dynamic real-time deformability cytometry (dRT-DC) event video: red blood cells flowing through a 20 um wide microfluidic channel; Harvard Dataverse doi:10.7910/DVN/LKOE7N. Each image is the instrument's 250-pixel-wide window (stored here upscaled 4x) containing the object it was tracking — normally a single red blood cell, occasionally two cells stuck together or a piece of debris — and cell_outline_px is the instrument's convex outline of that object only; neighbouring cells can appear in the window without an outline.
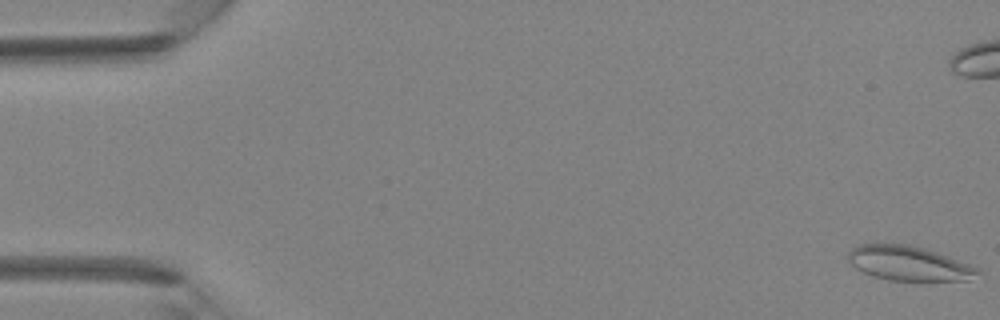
{"species": "Egyptian fruit bat (a non-hibernating species)", "species_latin": "Rousettus aegyptiacus", "temperature_condition": "room temperature", "stored_images_in_passage": 43, "camera_frame_rate_fps": 3000, "um_per_image_px": 0.085, "animal": {"sex": "female"}, "frame": {"image": 1, "passage_image": 1, "time_ms": 0.0, "image_size_px": [1000, 320], "cell_outline_px": [[984, 272], [968, 280], [888, 280], [872, 276], [856, 268], [848, 260], [848, 252], [852, 248], [860, 244], [908, 244], [924, 248], [936, 252], [968, 264]], "centroid_in_image_um": [77.23, 22.38], "position_along_channel_um": 7.8, "area_um2": 25.78}}
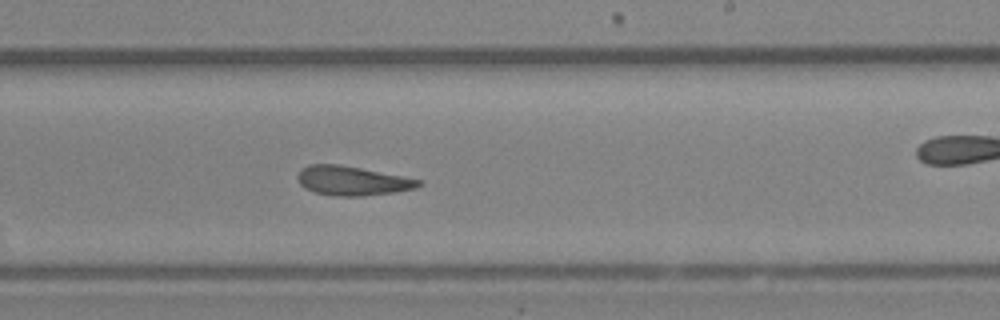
{"frame": {"image": 2, "passage_image": 26, "time_ms": 8.333, "image_size_px": [1000, 320], "cell_outline_px": [[424, 184], [416, 188], [392, 192], [360, 196], [336, 196], [316, 192], [300, 184], [296, 176], [300, 168], [308, 164], [340, 164], [420, 180]], "centroid_in_image_um": [29.9, 15.35], "position_along_channel_um": 259.1, "area_um2": 20.35}}
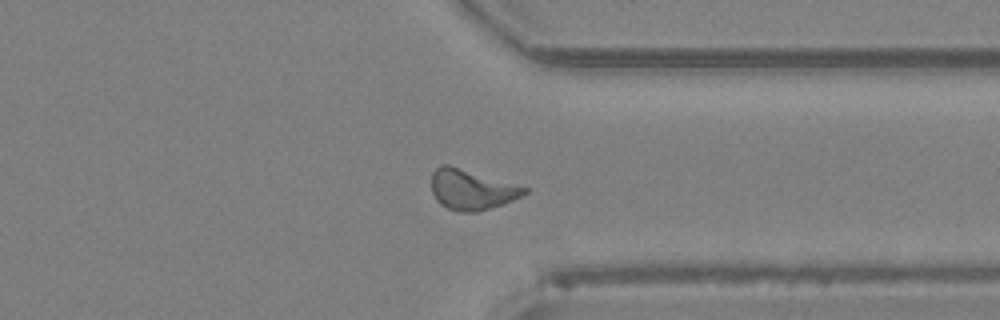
{"frame": {"image": 3, "passage_image": 33, "time_ms": 10.667, "image_size_px": [1000, 320], "cell_outline_px": [[528, 192], [512, 200], [476, 212], [460, 212], [448, 208], [440, 204], [436, 200], [432, 192], [432, 172], [440, 164], [448, 164], [528, 188]], "centroid_in_image_um": [40.04, 16.1], "position_along_channel_um": 371.4, "area_um2": 21.44}}